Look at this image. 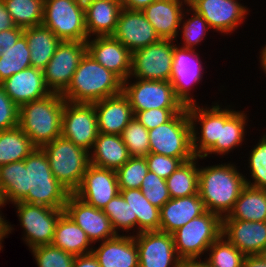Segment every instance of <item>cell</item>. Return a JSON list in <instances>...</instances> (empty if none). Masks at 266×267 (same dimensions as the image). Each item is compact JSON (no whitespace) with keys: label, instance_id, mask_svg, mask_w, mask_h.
<instances>
[{"label":"cell","instance_id":"11","mask_svg":"<svg viewBox=\"0 0 266 267\" xmlns=\"http://www.w3.org/2000/svg\"><path fill=\"white\" fill-rule=\"evenodd\" d=\"M134 80L123 81L122 88V93L128 98L133 112L154 108H185L176 97L170 81Z\"/></svg>","mask_w":266,"mask_h":267},{"label":"cell","instance_id":"40","mask_svg":"<svg viewBox=\"0 0 266 267\" xmlns=\"http://www.w3.org/2000/svg\"><path fill=\"white\" fill-rule=\"evenodd\" d=\"M30 50L26 37L22 35L14 46L0 56V83L26 68L31 67Z\"/></svg>","mask_w":266,"mask_h":267},{"label":"cell","instance_id":"59","mask_svg":"<svg viewBox=\"0 0 266 267\" xmlns=\"http://www.w3.org/2000/svg\"><path fill=\"white\" fill-rule=\"evenodd\" d=\"M259 255L261 256V258L264 260V262L266 263V248L264 250H262Z\"/></svg>","mask_w":266,"mask_h":267},{"label":"cell","instance_id":"8","mask_svg":"<svg viewBox=\"0 0 266 267\" xmlns=\"http://www.w3.org/2000/svg\"><path fill=\"white\" fill-rule=\"evenodd\" d=\"M42 25L61 41L86 42L89 39L84 6L73 0H44Z\"/></svg>","mask_w":266,"mask_h":267},{"label":"cell","instance_id":"53","mask_svg":"<svg viewBox=\"0 0 266 267\" xmlns=\"http://www.w3.org/2000/svg\"><path fill=\"white\" fill-rule=\"evenodd\" d=\"M15 24L7 11L3 0H0V32L7 29H12Z\"/></svg>","mask_w":266,"mask_h":267},{"label":"cell","instance_id":"23","mask_svg":"<svg viewBox=\"0 0 266 267\" xmlns=\"http://www.w3.org/2000/svg\"><path fill=\"white\" fill-rule=\"evenodd\" d=\"M234 107H231L230 104L223 106L221 105V133L220 141H217L203 156L202 159H205L209 156L227 155L230 152H233L234 149L239 146L241 147L243 142L246 140V128L248 125V115L243 110H235Z\"/></svg>","mask_w":266,"mask_h":267},{"label":"cell","instance_id":"34","mask_svg":"<svg viewBox=\"0 0 266 267\" xmlns=\"http://www.w3.org/2000/svg\"><path fill=\"white\" fill-rule=\"evenodd\" d=\"M222 220L266 221V189L246 185L233 209Z\"/></svg>","mask_w":266,"mask_h":267},{"label":"cell","instance_id":"32","mask_svg":"<svg viewBox=\"0 0 266 267\" xmlns=\"http://www.w3.org/2000/svg\"><path fill=\"white\" fill-rule=\"evenodd\" d=\"M51 244L75 256L89 254L93 248L86 233L65 212L59 217Z\"/></svg>","mask_w":266,"mask_h":267},{"label":"cell","instance_id":"31","mask_svg":"<svg viewBox=\"0 0 266 267\" xmlns=\"http://www.w3.org/2000/svg\"><path fill=\"white\" fill-rule=\"evenodd\" d=\"M120 194L132 209L133 236L140 232L159 230L160 209L145 198L141 189H120Z\"/></svg>","mask_w":266,"mask_h":267},{"label":"cell","instance_id":"56","mask_svg":"<svg viewBox=\"0 0 266 267\" xmlns=\"http://www.w3.org/2000/svg\"><path fill=\"white\" fill-rule=\"evenodd\" d=\"M242 267H266V263L259 254L245 255Z\"/></svg>","mask_w":266,"mask_h":267},{"label":"cell","instance_id":"22","mask_svg":"<svg viewBox=\"0 0 266 267\" xmlns=\"http://www.w3.org/2000/svg\"><path fill=\"white\" fill-rule=\"evenodd\" d=\"M222 236L244 255L266 248V221L222 220Z\"/></svg>","mask_w":266,"mask_h":267},{"label":"cell","instance_id":"1","mask_svg":"<svg viewBox=\"0 0 266 267\" xmlns=\"http://www.w3.org/2000/svg\"><path fill=\"white\" fill-rule=\"evenodd\" d=\"M235 163H219L199 167L198 194L209 212L227 216L242 189L246 186L245 175Z\"/></svg>","mask_w":266,"mask_h":267},{"label":"cell","instance_id":"14","mask_svg":"<svg viewBox=\"0 0 266 267\" xmlns=\"http://www.w3.org/2000/svg\"><path fill=\"white\" fill-rule=\"evenodd\" d=\"M87 52L86 42L61 41L43 70L44 81L51 93L62 94L70 85L81 58Z\"/></svg>","mask_w":266,"mask_h":267},{"label":"cell","instance_id":"2","mask_svg":"<svg viewBox=\"0 0 266 267\" xmlns=\"http://www.w3.org/2000/svg\"><path fill=\"white\" fill-rule=\"evenodd\" d=\"M122 88L123 81L86 52L61 95L74 103H95L122 93Z\"/></svg>","mask_w":266,"mask_h":267},{"label":"cell","instance_id":"33","mask_svg":"<svg viewBox=\"0 0 266 267\" xmlns=\"http://www.w3.org/2000/svg\"><path fill=\"white\" fill-rule=\"evenodd\" d=\"M23 35L30 50L31 67L44 70L61 40L43 25L25 28Z\"/></svg>","mask_w":266,"mask_h":267},{"label":"cell","instance_id":"37","mask_svg":"<svg viewBox=\"0 0 266 267\" xmlns=\"http://www.w3.org/2000/svg\"><path fill=\"white\" fill-rule=\"evenodd\" d=\"M35 148L19 126L0 131V166L24 160Z\"/></svg>","mask_w":266,"mask_h":267},{"label":"cell","instance_id":"24","mask_svg":"<svg viewBox=\"0 0 266 267\" xmlns=\"http://www.w3.org/2000/svg\"><path fill=\"white\" fill-rule=\"evenodd\" d=\"M0 84L18 107L51 94L45 84L43 70L34 67L13 74Z\"/></svg>","mask_w":266,"mask_h":267},{"label":"cell","instance_id":"63","mask_svg":"<svg viewBox=\"0 0 266 267\" xmlns=\"http://www.w3.org/2000/svg\"><path fill=\"white\" fill-rule=\"evenodd\" d=\"M3 207V204H2V200H1V197H0V209Z\"/></svg>","mask_w":266,"mask_h":267},{"label":"cell","instance_id":"48","mask_svg":"<svg viewBox=\"0 0 266 267\" xmlns=\"http://www.w3.org/2000/svg\"><path fill=\"white\" fill-rule=\"evenodd\" d=\"M184 108H154L133 112L136 118L148 131L169 121L176 113Z\"/></svg>","mask_w":266,"mask_h":267},{"label":"cell","instance_id":"41","mask_svg":"<svg viewBox=\"0 0 266 267\" xmlns=\"http://www.w3.org/2000/svg\"><path fill=\"white\" fill-rule=\"evenodd\" d=\"M244 257L241 251L221 236L209 247L201 262L206 267H242Z\"/></svg>","mask_w":266,"mask_h":267},{"label":"cell","instance_id":"45","mask_svg":"<svg viewBox=\"0 0 266 267\" xmlns=\"http://www.w3.org/2000/svg\"><path fill=\"white\" fill-rule=\"evenodd\" d=\"M102 211L110 219L116 234L126 232L127 235H131L128 232L132 231V209L120 193L113 197Z\"/></svg>","mask_w":266,"mask_h":267},{"label":"cell","instance_id":"7","mask_svg":"<svg viewBox=\"0 0 266 267\" xmlns=\"http://www.w3.org/2000/svg\"><path fill=\"white\" fill-rule=\"evenodd\" d=\"M148 135L149 153L179 158L183 163L195 157L187 107L166 123L149 130Z\"/></svg>","mask_w":266,"mask_h":267},{"label":"cell","instance_id":"27","mask_svg":"<svg viewBox=\"0 0 266 267\" xmlns=\"http://www.w3.org/2000/svg\"><path fill=\"white\" fill-rule=\"evenodd\" d=\"M94 108L99 133L121 135L134 118L129 100L123 93L95 102Z\"/></svg>","mask_w":266,"mask_h":267},{"label":"cell","instance_id":"18","mask_svg":"<svg viewBox=\"0 0 266 267\" xmlns=\"http://www.w3.org/2000/svg\"><path fill=\"white\" fill-rule=\"evenodd\" d=\"M119 193L116 172L91 163L79 187L73 192L79 199L100 210Z\"/></svg>","mask_w":266,"mask_h":267},{"label":"cell","instance_id":"15","mask_svg":"<svg viewBox=\"0 0 266 267\" xmlns=\"http://www.w3.org/2000/svg\"><path fill=\"white\" fill-rule=\"evenodd\" d=\"M211 104L213 105L201 107L196 104L187 107L195 157H202L217 141H220L222 102L219 104V101H214Z\"/></svg>","mask_w":266,"mask_h":267},{"label":"cell","instance_id":"9","mask_svg":"<svg viewBox=\"0 0 266 267\" xmlns=\"http://www.w3.org/2000/svg\"><path fill=\"white\" fill-rule=\"evenodd\" d=\"M16 207L20 226L23 228V241L29 250L52 243L55 227L64 209H54L42 205L13 203Z\"/></svg>","mask_w":266,"mask_h":267},{"label":"cell","instance_id":"12","mask_svg":"<svg viewBox=\"0 0 266 267\" xmlns=\"http://www.w3.org/2000/svg\"><path fill=\"white\" fill-rule=\"evenodd\" d=\"M177 42V45L175 44ZM198 50L189 49L174 42L173 50V73L170 83L173 86L176 97L185 107L196 105L192 90L196 84L202 83L204 66Z\"/></svg>","mask_w":266,"mask_h":267},{"label":"cell","instance_id":"43","mask_svg":"<svg viewBox=\"0 0 266 267\" xmlns=\"http://www.w3.org/2000/svg\"><path fill=\"white\" fill-rule=\"evenodd\" d=\"M148 171L145 157L131 156L123 166L115 171L119 189H140Z\"/></svg>","mask_w":266,"mask_h":267},{"label":"cell","instance_id":"46","mask_svg":"<svg viewBox=\"0 0 266 267\" xmlns=\"http://www.w3.org/2000/svg\"><path fill=\"white\" fill-rule=\"evenodd\" d=\"M38 267H73L75 255L53 246H36L30 249Z\"/></svg>","mask_w":266,"mask_h":267},{"label":"cell","instance_id":"60","mask_svg":"<svg viewBox=\"0 0 266 267\" xmlns=\"http://www.w3.org/2000/svg\"><path fill=\"white\" fill-rule=\"evenodd\" d=\"M193 267H206L202 262H193Z\"/></svg>","mask_w":266,"mask_h":267},{"label":"cell","instance_id":"50","mask_svg":"<svg viewBox=\"0 0 266 267\" xmlns=\"http://www.w3.org/2000/svg\"><path fill=\"white\" fill-rule=\"evenodd\" d=\"M19 107L5 93L0 84V131L18 126Z\"/></svg>","mask_w":266,"mask_h":267},{"label":"cell","instance_id":"54","mask_svg":"<svg viewBox=\"0 0 266 267\" xmlns=\"http://www.w3.org/2000/svg\"><path fill=\"white\" fill-rule=\"evenodd\" d=\"M123 8L142 11L156 0H120Z\"/></svg>","mask_w":266,"mask_h":267},{"label":"cell","instance_id":"42","mask_svg":"<svg viewBox=\"0 0 266 267\" xmlns=\"http://www.w3.org/2000/svg\"><path fill=\"white\" fill-rule=\"evenodd\" d=\"M261 138L253 149L250 150L248 158V168L250 177L245 176L246 185L266 189V133L263 132ZM252 181V182H251Z\"/></svg>","mask_w":266,"mask_h":267},{"label":"cell","instance_id":"13","mask_svg":"<svg viewBox=\"0 0 266 267\" xmlns=\"http://www.w3.org/2000/svg\"><path fill=\"white\" fill-rule=\"evenodd\" d=\"M94 103L65 101L61 136L90 152L98 135Z\"/></svg>","mask_w":266,"mask_h":267},{"label":"cell","instance_id":"39","mask_svg":"<svg viewBox=\"0 0 266 267\" xmlns=\"http://www.w3.org/2000/svg\"><path fill=\"white\" fill-rule=\"evenodd\" d=\"M179 28L181 29H179L180 32H178L177 38L182 36L180 41H183V43L181 42L178 45L181 44L182 47L195 50L196 46L201 44L202 40L204 41L208 31L212 30L202 15L198 14L190 6L184 9Z\"/></svg>","mask_w":266,"mask_h":267},{"label":"cell","instance_id":"4","mask_svg":"<svg viewBox=\"0 0 266 267\" xmlns=\"http://www.w3.org/2000/svg\"><path fill=\"white\" fill-rule=\"evenodd\" d=\"M24 161L25 197L21 201L64 209L70 192L53 175L44 151L35 148Z\"/></svg>","mask_w":266,"mask_h":267},{"label":"cell","instance_id":"55","mask_svg":"<svg viewBox=\"0 0 266 267\" xmlns=\"http://www.w3.org/2000/svg\"><path fill=\"white\" fill-rule=\"evenodd\" d=\"M4 217L5 216L2 213V209H0V251L3 249V240L7 238V236H9L8 234L14 230V227L11 225V223L8 222V220H6Z\"/></svg>","mask_w":266,"mask_h":267},{"label":"cell","instance_id":"57","mask_svg":"<svg viewBox=\"0 0 266 267\" xmlns=\"http://www.w3.org/2000/svg\"><path fill=\"white\" fill-rule=\"evenodd\" d=\"M264 46V47H263ZM262 49L260 50L259 55V63H260V69L264 71L263 73L266 74V45H263Z\"/></svg>","mask_w":266,"mask_h":267},{"label":"cell","instance_id":"21","mask_svg":"<svg viewBox=\"0 0 266 267\" xmlns=\"http://www.w3.org/2000/svg\"><path fill=\"white\" fill-rule=\"evenodd\" d=\"M87 53L122 81L131 73L132 53L113 36H97L86 41Z\"/></svg>","mask_w":266,"mask_h":267},{"label":"cell","instance_id":"19","mask_svg":"<svg viewBox=\"0 0 266 267\" xmlns=\"http://www.w3.org/2000/svg\"><path fill=\"white\" fill-rule=\"evenodd\" d=\"M64 212L86 233L92 244L115 237L110 219L97 209L70 193Z\"/></svg>","mask_w":266,"mask_h":267},{"label":"cell","instance_id":"6","mask_svg":"<svg viewBox=\"0 0 266 267\" xmlns=\"http://www.w3.org/2000/svg\"><path fill=\"white\" fill-rule=\"evenodd\" d=\"M41 149L47 156L55 178L73 193L79 187L90 164L89 152L63 136L57 137Z\"/></svg>","mask_w":266,"mask_h":267},{"label":"cell","instance_id":"58","mask_svg":"<svg viewBox=\"0 0 266 267\" xmlns=\"http://www.w3.org/2000/svg\"><path fill=\"white\" fill-rule=\"evenodd\" d=\"M73 1L85 7L86 5L90 4L94 0H73Z\"/></svg>","mask_w":266,"mask_h":267},{"label":"cell","instance_id":"26","mask_svg":"<svg viewBox=\"0 0 266 267\" xmlns=\"http://www.w3.org/2000/svg\"><path fill=\"white\" fill-rule=\"evenodd\" d=\"M207 212L205 202L199 194L171 198L160 208L159 231L172 234L193 218Z\"/></svg>","mask_w":266,"mask_h":267},{"label":"cell","instance_id":"44","mask_svg":"<svg viewBox=\"0 0 266 267\" xmlns=\"http://www.w3.org/2000/svg\"><path fill=\"white\" fill-rule=\"evenodd\" d=\"M130 156L145 157L149 154L150 144L148 130L133 118L121 133Z\"/></svg>","mask_w":266,"mask_h":267},{"label":"cell","instance_id":"28","mask_svg":"<svg viewBox=\"0 0 266 267\" xmlns=\"http://www.w3.org/2000/svg\"><path fill=\"white\" fill-rule=\"evenodd\" d=\"M187 5L179 0H156L142 10L160 39L178 40L182 14Z\"/></svg>","mask_w":266,"mask_h":267},{"label":"cell","instance_id":"25","mask_svg":"<svg viewBox=\"0 0 266 267\" xmlns=\"http://www.w3.org/2000/svg\"><path fill=\"white\" fill-rule=\"evenodd\" d=\"M99 244L98 247L93 245L92 253L100 267H139L138 248L133 235L117 234Z\"/></svg>","mask_w":266,"mask_h":267},{"label":"cell","instance_id":"5","mask_svg":"<svg viewBox=\"0 0 266 267\" xmlns=\"http://www.w3.org/2000/svg\"><path fill=\"white\" fill-rule=\"evenodd\" d=\"M178 257L185 262H201L209 247L222 236V217L207 212L193 218L172 233Z\"/></svg>","mask_w":266,"mask_h":267},{"label":"cell","instance_id":"38","mask_svg":"<svg viewBox=\"0 0 266 267\" xmlns=\"http://www.w3.org/2000/svg\"><path fill=\"white\" fill-rule=\"evenodd\" d=\"M15 26L30 28L42 25L44 0H3Z\"/></svg>","mask_w":266,"mask_h":267},{"label":"cell","instance_id":"35","mask_svg":"<svg viewBox=\"0 0 266 267\" xmlns=\"http://www.w3.org/2000/svg\"><path fill=\"white\" fill-rule=\"evenodd\" d=\"M202 157L182 163L167 179L170 198H181L198 194L199 164Z\"/></svg>","mask_w":266,"mask_h":267},{"label":"cell","instance_id":"16","mask_svg":"<svg viewBox=\"0 0 266 267\" xmlns=\"http://www.w3.org/2000/svg\"><path fill=\"white\" fill-rule=\"evenodd\" d=\"M240 0H194L189 6L207 21L210 28L231 35L245 22L249 8Z\"/></svg>","mask_w":266,"mask_h":267},{"label":"cell","instance_id":"36","mask_svg":"<svg viewBox=\"0 0 266 267\" xmlns=\"http://www.w3.org/2000/svg\"><path fill=\"white\" fill-rule=\"evenodd\" d=\"M0 197L3 207L25 197V161L0 166Z\"/></svg>","mask_w":266,"mask_h":267},{"label":"cell","instance_id":"30","mask_svg":"<svg viewBox=\"0 0 266 267\" xmlns=\"http://www.w3.org/2000/svg\"><path fill=\"white\" fill-rule=\"evenodd\" d=\"M90 154V163L116 171L131 157L121 135L98 133Z\"/></svg>","mask_w":266,"mask_h":267},{"label":"cell","instance_id":"29","mask_svg":"<svg viewBox=\"0 0 266 267\" xmlns=\"http://www.w3.org/2000/svg\"><path fill=\"white\" fill-rule=\"evenodd\" d=\"M88 38L112 36L123 9L120 0H94L84 7Z\"/></svg>","mask_w":266,"mask_h":267},{"label":"cell","instance_id":"20","mask_svg":"<svg viewBox=\"0 0 266 267\" xmlns=\"http://www.w3.org/2000/svg\"><path fill=\"white\" fill-rule=\"evenodd\" d=\"M131 53L160 40L142 11L123 8L112 35Z\"/></svg>","mask_w":266,"mask_h":267},{"label":"cell","instance_id":"17","mask_svg":"<svg viewBox=\"0 0 266 267\" xmlns=\"http://www.w3.org/2000/svg\"><path fill=\"white\" fill-rule=\"evenodd\" d=\"M139 254V267H180L172 234L162 231L134 235Z\"/></svg>","mask_w":266,"mask_h":267},{"label":"cell","instance_id":"61","mask_svg":"<svg viewBox=\"0 0 266 267\" xmlns=\"http://www.w3.org/2000/svg\"><path fill=\"white\" fill-rule=\"evenodd\" d=\"M180 267H193V262H185Z\"/></svg>","mask_w":266,"mask_h":267},{"label":"cell","instance_id":"3","mask_svg":"<svg viewBox=\"0 0 266 267\" xmlns=\"http://www.w3.org/2000/svg\"><path fill=\"white\" fill-rule=\"evenodd\" d=\"M65 101L60 93H51L19 107L18 126L36 148L61 136Z\"/></svg>","mask_w":266,"mask_h":267},{"label":"cell","instance_id":"47","mask_svg":"<svg viewBox=\"0 0 266 267\" xmlns=\"http://www.w3.org/2000/svg\"><path fill=\"white\" fill-rule=\"evenodd\" d=\"M140 189L145 198L153 206L159 209L171 199L168 192L166 179L158 177L154 172L151 171H148V173L145 175Z\"/></svg>","mask_w":266,"mask_h":267},{"label":"cell","instance_id":"51","mask_svg":"<svg viewBox=\"0 0 266 267\" xmlns=\"http://www.w3.org/2000/svg\"><path fill=\"white\" fill-rule=\"evenodd\" d=\"M23 30V28L15 26L12 29L0 32V56L3 51L15 45L18 39L23 35Z\"/></svg>","mask_w":266,"mask_h":267},{"label":"cell","instance_id":"62","mask_svg":"<svg viewBox=\"0 0 266 267\" xmlns=\"http://www.w3.org/2000/svg\"><path fill=\"white\" fill-rule=\"evenodd\" d=\"M184 2L187 6H189L194 0H179Z\"/></svg>","mask_w":266,"mask_h":267},{"label":"cell","instance_id":"10","mask_svg":"<svg viewBox=\"0 0 266 267\" xmlns=\"http://www.w3.org/2000/svg\"><path fill=\"white\" fill-rule=\"evenodd\" d=\"M174 40L160 39L132 53L128 79L170 81L173 73Z\"/></svg>","mask_w":266,"mask_h":267},{"label":"cell","instance_id":"52","mask_svg":"<svg viewBox=\"0 0 266 267\" xmlns=\"http://www.w3.org/2000/svg\"><path fill=\"white\" fill-rule=\"evenodd\" d=\"M73 267H100L93 253L75 256Z\"/></svg>","mask_w":266,"mask_h":267},{"label":"cell","instance_id":"49","mask_svg":"<svg viewBox=\"0 0 266 267\" xmlns=\"http://www.w3.org/2000/svg\"><path fill=\"white\" fill-rule=\"evenodd\" d=\"M149 171L167 179L183 162L179 158L149 153L145 156Z\"/></svg>","mask_w":266,"mask_h":267}]
</instances>
